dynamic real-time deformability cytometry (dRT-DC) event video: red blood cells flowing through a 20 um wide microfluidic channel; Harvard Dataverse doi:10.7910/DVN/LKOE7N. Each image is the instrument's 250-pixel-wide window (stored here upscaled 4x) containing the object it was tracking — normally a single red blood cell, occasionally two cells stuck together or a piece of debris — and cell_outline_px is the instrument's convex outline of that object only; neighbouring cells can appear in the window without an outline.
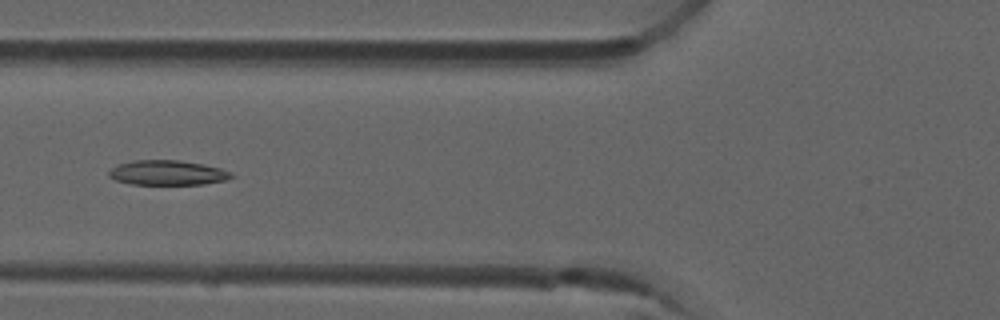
{"species": "common noctule bat (a hibernating species)", "species_latin": "Nyctalus noctula", "temperature_condition": "room temperature", "stored_images_in_passage": 5, "camera_frame_rate_fps": 3000, "um_per_image_px": 0.085, "animal": {"sex": "male", "forearm_length_mm": 52.5}, "frame": {"image": 1, "passage_image": 5, "time_ms": 1.333, "image_size_px": [1000, 320], "cell_outline_px": [[236, 176], [228, 180], [204, 184], [132, 184], [116, 180], [108, 176], [108, 172], [112, 168], [120, 164], [136, 160], [180, 160], [204, 164], [220, 168], [232, 172]], "centroid_in_image_um": [14.31, 14.68], "position_along_channel_um": 111.5, "area_um2": 17.74}}